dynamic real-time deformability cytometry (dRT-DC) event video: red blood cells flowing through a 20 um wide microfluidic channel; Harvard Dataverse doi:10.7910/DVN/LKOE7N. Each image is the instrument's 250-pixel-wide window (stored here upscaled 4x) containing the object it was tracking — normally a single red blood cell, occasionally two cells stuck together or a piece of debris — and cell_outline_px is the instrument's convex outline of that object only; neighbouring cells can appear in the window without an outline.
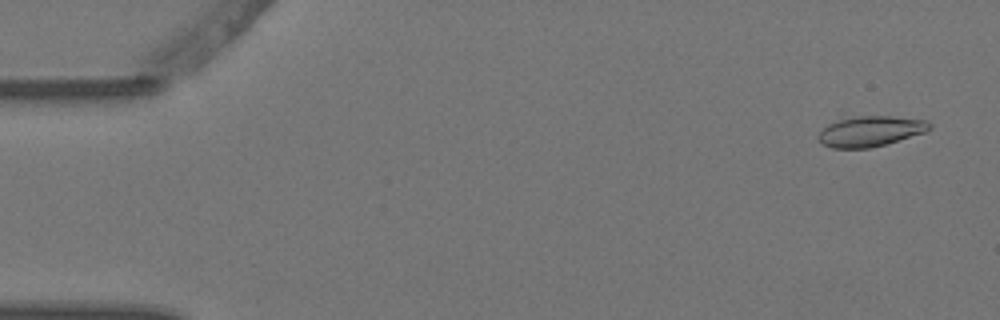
{"species": "Egyptian fruit bat (a non-hibernating species)", "species_latin": "Rousettus aegyptiacus", "temperature_condition": "warm", "stored_images_in_passage": 2, "camera_frame_rate_fps": 3000, "um_per_image_px": 0.085, "animal": {"sex": "female"}, "frame": {"image": 1, "passage_image": 1, "time_ms": 0.0, "image_size_px": [1000, 320], "cell_outline_px": [[932, 128], [924, 132], [884, 144], [868, 148], [832, 148], [824, 144], [816, 136], [828, 124], [840, 120], [860, 116], [892, 116], [924, 120], [932, 124]], "centroid_in_image_um": [73.99, 11.15], "position_along_channel_um": 11.0, "area_um2": 19.25}}